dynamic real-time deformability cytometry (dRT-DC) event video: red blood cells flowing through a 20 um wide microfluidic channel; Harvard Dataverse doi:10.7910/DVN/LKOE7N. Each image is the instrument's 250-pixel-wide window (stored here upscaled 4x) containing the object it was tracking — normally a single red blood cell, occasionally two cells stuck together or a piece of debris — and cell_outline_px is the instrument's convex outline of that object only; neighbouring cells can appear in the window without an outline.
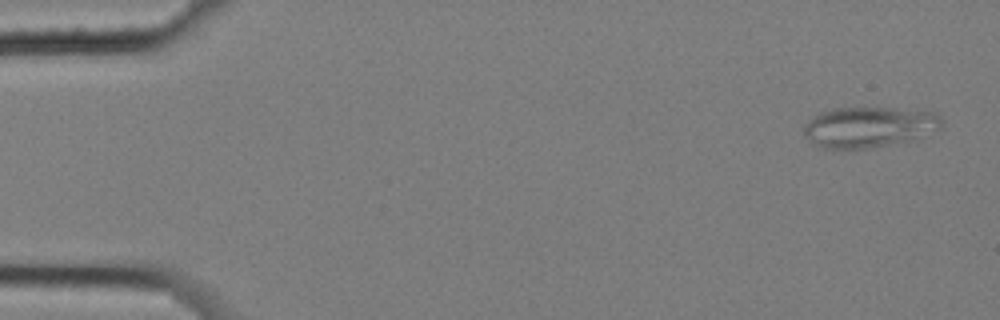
{"species": "common noctule bat (a hibernating species)", "species_latin": "Nyctalus noctula", "temperature_condition": "cold", "stored_images_in_passage": 6, "camera_frame_rate_fps": 3000, "um_per_image_px": 0.085, "animal": {"sex": "female", "body_mass_g": 25.1}, "frame": {"image": 1, "passage_image": 1, "time_ms": 0.0, "image_size_px": [1000, 320], "cell_outline_px": [[944, 124], [940, 128], [912, 140], [868, 148], [824, 148], [812, 144], [804, 136], [804, 128], [808, 120], [820, 112], [832, 108], [892, 108], [936, 112], [944, 120]], "centroid_in_image_um": [73.86, 10.79], "position_along_channel_um": 11.1, "area_um2": 32.66}}